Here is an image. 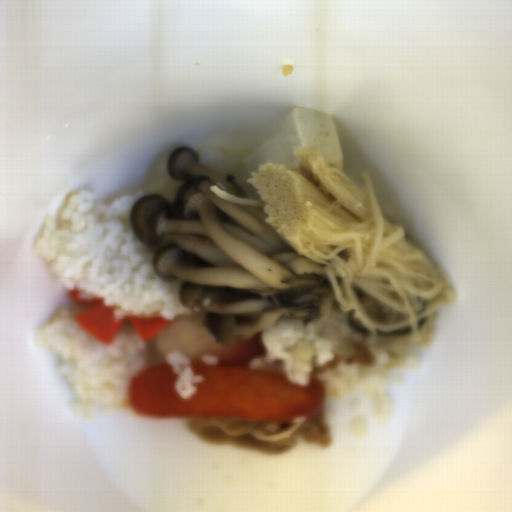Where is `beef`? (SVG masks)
<instances>
[{"label":"beef","mask_w":512,"mask_h":512,"mask_svg":"<svg viewBox=\"0 0 512 512\" xmlns=\"http://www.w3.org/2000/svg\"><path fill=\"white\" fill-rule=\"evenodd\" d=\"M193 436L201 442L235 444L270 455L287 453L303 440L320 447L331 445L330 428L324 418L317 415L307 420L285 438L258 441L251 432H279L283 426L257 419L225 417H190L186 420Z\"/></svg>","instance_id":"beef-1"},{"label":"beef","mask_w":512,"mask_h":512,"mask_svg":"<svg viewBox=\"0 0 512 512\" xmlns=\"http://www.w3.org/2000/svg\"><path fill=\"white\" fill-rule=\"evenodd\" d=\"M173 237L179 238V239H189L192 241H196L199 243H206L209 242V238L207 235H201V234H195V233H174Z\"/></svg>","instance_id":"beef-3"},{"label":"beef","mask_w":512,"mask_h":512,"mask_svg":"<svg viewBox=\"0 0 512 512\" xmlns=\"http://www.w3.org/2000/svg\"><path fill=\"white\" fill-rule=\"evenodd\" d=\"M374 352L358 340H345L338 348L335 358L320 367H316L308 378H317L322 374L335 371L348 365L372 367Z\"/></svg>","instance_id":"beef-2"}]
</instances>
